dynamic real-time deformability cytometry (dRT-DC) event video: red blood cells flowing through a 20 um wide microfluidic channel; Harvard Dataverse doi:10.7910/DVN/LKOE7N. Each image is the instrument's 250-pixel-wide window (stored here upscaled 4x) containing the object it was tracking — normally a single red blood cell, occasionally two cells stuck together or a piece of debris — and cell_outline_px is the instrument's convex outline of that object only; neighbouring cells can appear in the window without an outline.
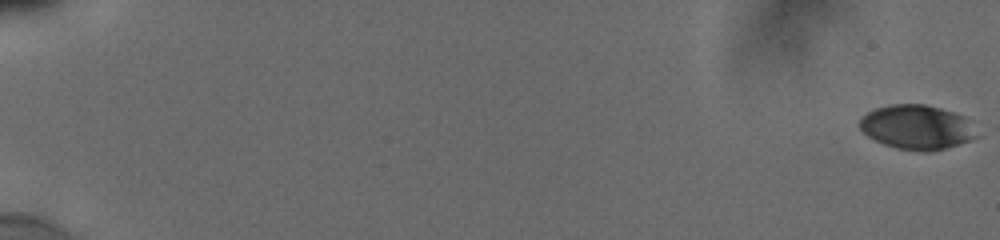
{"species": "human", "species_latin": "Homo sapiens", "temperature_condition": "cold", "stored_images_in_passage": 57, "camera_frame_rate_fps": 3000, "um_per_image_px": 0.085, "donor": {"sex": "male"}, "frame": {"image": 1, "passage_image": 1, "time_ms": 0.0, "image_size_px": [1000, 240], "cell_outline_px": [[976, 136], [968, 140], [944, 148], [924, 152], [896, 148], [884, 144], [868, 136], [860, 128], [860, 116], [876, 108], [888, 104], [924, 104], [940, 108], [964, 116]], "centroid_in_image_um": [77.85, 10.79], "position_along_channel_um": 7.2, "area_um2": 29.65}}
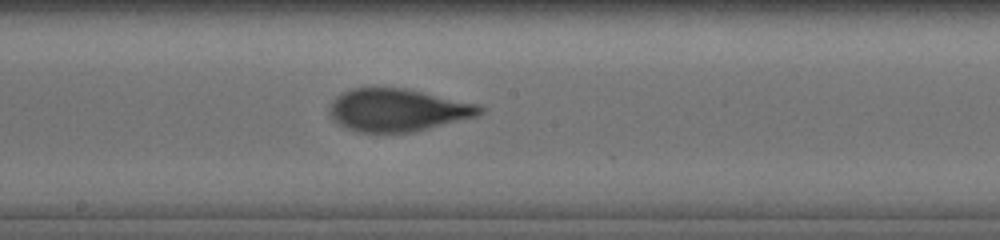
{"frame": {"image": 2, "passage_image": 34, "time_ms": 11.0, "image_size_px": [1000, 240], "cell_outline_px": [[484, 112], [476, 116], [412, 132], [360, 132], [348, 128], [340, 124], [332, 116], [332, 100], [336, 96], [352, 88], [404, 88], [476, 104], [484, 108]], "centroid_in_image_um": [33.81, 9.35], "position_along_channel_um": 214.4, "area_um2": 36.41}}
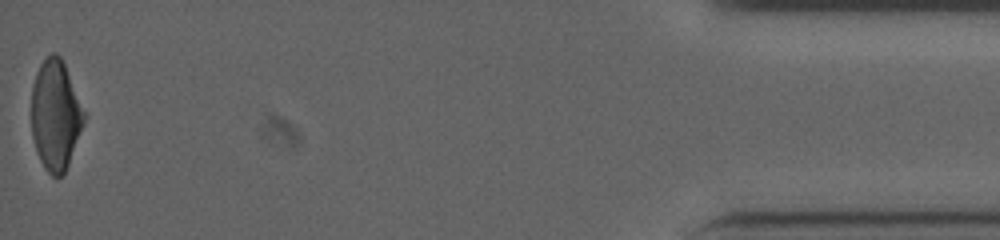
{"frame": {"image": 3, "passage_image": 57, "time_ms": 18.667, "image_size_px": [1000, 240], "cell_outline_px": [[84, 120], [68, 164], [64, 172], [60, 176], [52, 176], [44, 168], [36, 152], [32, 136], [32, 84], [36, 72], [40, 64], [52, 52], [56, 52], [60, 56], [64, 64], [84, 112]], "centroid_in_image_um": [4.68, 9.78], "position_along_channel_um": 430.5, "area_um2": 33.06}, "authors_computed_cell_mechanics": {"area_um2": 36.0094, "velocity_mm_per_s": 3.8537, "shape_relaxation_time_tau1_ms": 5.6406, "shape_relaxation_time_tau2_ms": 0.9409, "deformation_change_tau1": 0.1787, "deformation_change_tau2": 0.0758}}